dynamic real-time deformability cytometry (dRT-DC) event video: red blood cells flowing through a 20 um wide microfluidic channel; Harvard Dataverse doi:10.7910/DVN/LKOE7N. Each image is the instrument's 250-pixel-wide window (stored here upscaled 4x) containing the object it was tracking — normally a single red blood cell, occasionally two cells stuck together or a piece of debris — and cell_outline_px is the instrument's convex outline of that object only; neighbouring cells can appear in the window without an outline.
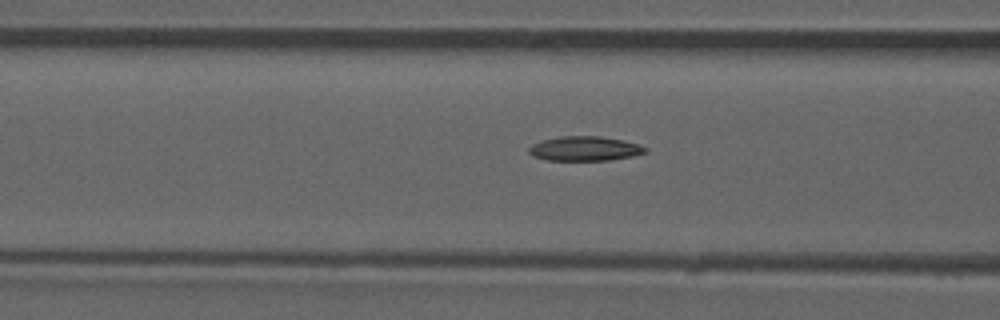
{"species": "common noctule bat (a hibernating species)", "species_latin": "Nyctalus noctula", "temperature_condition": "room temperature", "stored_images_in_passage": 38, "camera_frame_rate_fps": 3000, "um_per_image_px": 0.085, "animal": {"sex": "male", "forearm_length_mm": 52.5}, "frame": {"image": 1, "passage_image": 6, "time_ms": 1.667, "image_size_px": [1000, 320], "cell_outline_px": [[648, 152], [632, 156], [608, 160], [548, 160], [532, 156], [528, 152], [528, 148], [532, 144], [544, 140], [560, 136], [600, 136], [624, 140], [648, 148]], "centroid_in_image_um": [49.7, 12.63], "position_along_channel_um": 116.9, "area_um2": 16.59}}